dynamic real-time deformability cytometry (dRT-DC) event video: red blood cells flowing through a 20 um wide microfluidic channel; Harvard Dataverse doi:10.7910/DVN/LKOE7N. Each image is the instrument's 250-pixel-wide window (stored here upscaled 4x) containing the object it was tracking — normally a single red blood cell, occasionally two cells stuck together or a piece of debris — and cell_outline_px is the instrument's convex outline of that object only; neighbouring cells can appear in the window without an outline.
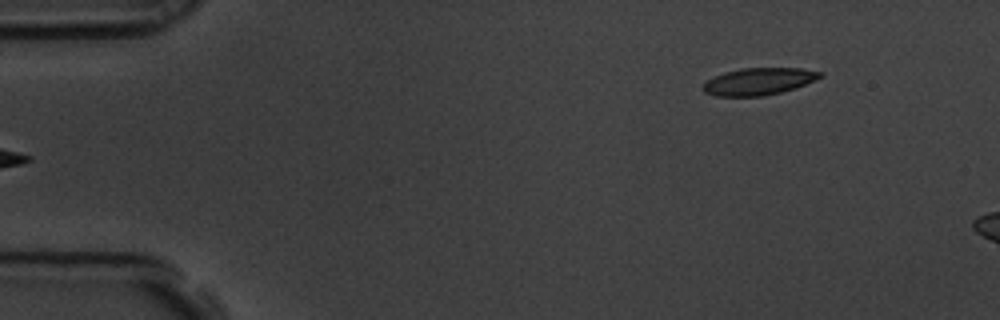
{"species": "common noctule bat (a hibernating species)", "species_latin": "Nyctalus noctula", "temperature_condition": "room temperature", "stored_images_in_passage": 7, "camera_frame_rate_fps": 3000, "um_per_image_px": 0.085, "animal": {"sex": "male", "body_mass_g": 19.5, "forearm_length_mm": 54.6}, "frame": {"image": 1, "passage_image": 7, "time_ms": 2.0, "image_size_px": [1000, 320], "cell_outline_px": [[824, 76], [816, 80], [796, 88], [764, 96], [716, 96], [704, 92], [704, 84], [708, 80], [724, 72], [740, 68], [800, 68], [824, 72]], "centroid_in_image_um": [64.55, 6.91], "position_along_channel_um": 20.4, "area_um2": 18.5}}